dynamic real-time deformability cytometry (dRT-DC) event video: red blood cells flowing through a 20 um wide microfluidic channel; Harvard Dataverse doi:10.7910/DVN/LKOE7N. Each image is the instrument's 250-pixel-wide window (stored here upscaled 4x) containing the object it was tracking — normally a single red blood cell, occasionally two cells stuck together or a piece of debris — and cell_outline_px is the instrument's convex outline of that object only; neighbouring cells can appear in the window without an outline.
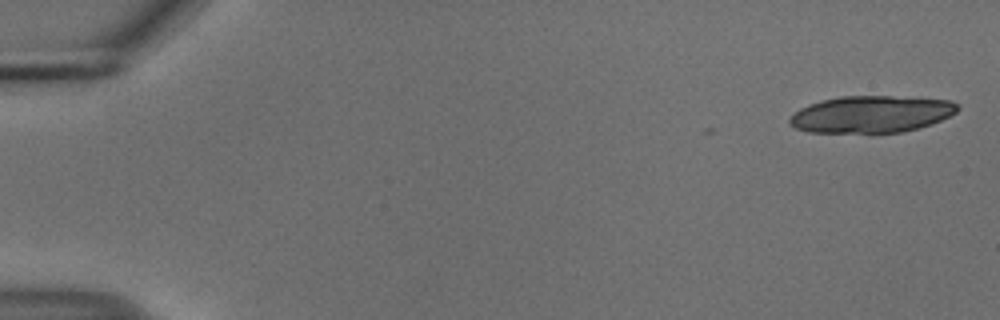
{"species": "common noctule bat (a hibernating species)", "species_latin": "Nyctalus noctula", "temperature_condition": "cold", "stored_images_in_passage": 11, "camera_frame_rate_fps": 3000, "um_per_image_px": 0.085, "animal": {"sex": "male", "body_mass_g": 18.8}, "frame": {"image": 1, "passage_image": 2, "time_ms": 0.333, "image_size_px": [1000, 320], "cell_outline_px": [[960, 108], [956, 112], [940, 120], [904, 132], [808, 132], [796, 128], [788, 124], [788, 120], [800, 108], [808, 104], [820, 100], [840, 96], [892, 96], [948, 100], [960, 104]], "centroid_in_image_um": [74.03, 9.7], "position_along_channel_um": 11.0, "area_um2": 35.89}}